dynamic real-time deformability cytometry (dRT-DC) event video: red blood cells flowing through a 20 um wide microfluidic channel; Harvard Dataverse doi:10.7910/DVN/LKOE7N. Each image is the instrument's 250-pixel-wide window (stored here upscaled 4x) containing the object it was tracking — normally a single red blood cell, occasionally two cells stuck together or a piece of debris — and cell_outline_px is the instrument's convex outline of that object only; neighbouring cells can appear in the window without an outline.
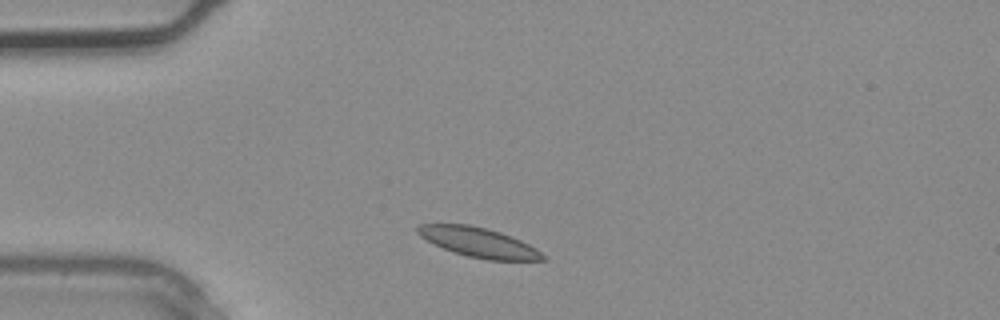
{"species": "common noctule bat (a hibernating species)", "species_latin": "Nyctalus noctula", "temperature_condition": "warm", "stored_images_in_passage": 1, "camera_frame_rate_fps": 3000, "um_per_image_px": 0.085, "animal": {"sex": "male", "body_mass_g": 20.4}, "frame": {"image": 1, "passage_image": 1, "time_ms": 0.0, "image_size_px": [1000, 320], "cell_outline_px": [[548, 260], [488, 260], [468, 256], [444, 248], [420, 236], [416, 232], [416, 224], [468, 224], [500, 232], [520, 240], [536, 248], [548, 256]], "centroid_in_image_um": [40.72, 20.6], "position_along_channel_um": 44.3, "area_um2": 21.39}}